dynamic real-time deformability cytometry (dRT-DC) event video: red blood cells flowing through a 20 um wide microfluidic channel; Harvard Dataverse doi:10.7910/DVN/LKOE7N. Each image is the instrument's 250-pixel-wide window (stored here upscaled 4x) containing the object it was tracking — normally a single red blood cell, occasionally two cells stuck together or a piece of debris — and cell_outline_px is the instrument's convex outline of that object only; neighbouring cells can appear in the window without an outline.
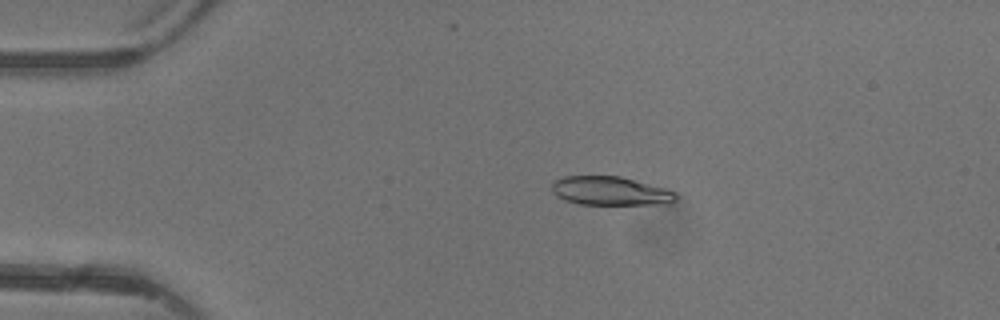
{"species": "common noctule bat (a hibernating species)", "species_latin": "Nyctalus noctula", "temperature_condition": "warm", "stored_images_in_passage": 3, "camera_frame_rate_fps": 3000, "um_per_image_px": 0.085, "animal": {"sex": "female"}, "frame": {"image": 1, "passage_image": 2, "time_ms": 1.333, "image_size_px": [1000, 320], "cell_outline_px": [[676, 200], [668, 204], [580, 204], [564, 200], [556, 196], [552, 192], [552, 184], [556, 180], [564, 176], [620, 176], [664, 188], [676, 192]], "centroid_in_image_um": [51.86, 16.23], "position_along_channel_um": 33.1, "area_um2": 20.69}}